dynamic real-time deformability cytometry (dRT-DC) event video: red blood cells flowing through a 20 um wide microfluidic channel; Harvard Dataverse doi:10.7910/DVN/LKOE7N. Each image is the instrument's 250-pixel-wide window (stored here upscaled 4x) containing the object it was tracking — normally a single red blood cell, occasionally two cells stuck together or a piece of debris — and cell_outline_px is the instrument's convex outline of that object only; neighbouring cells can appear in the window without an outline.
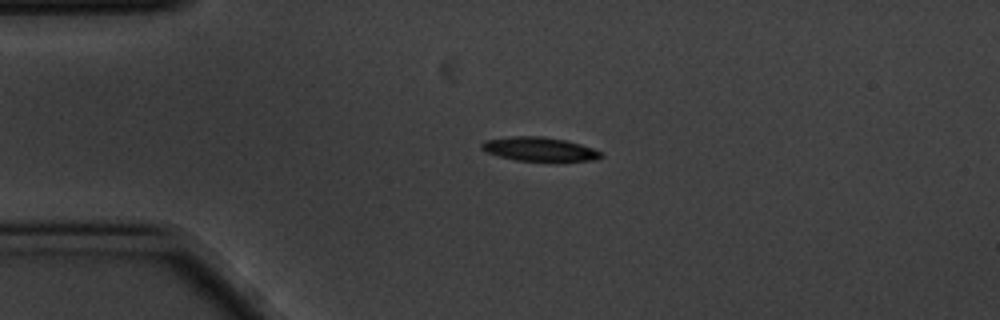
{"species": "common noctule bat (a hibernating species)", "species_latin": "Nyctalus noctula", "temperature_condition": "cold", "stored_images_in_passage": 45, "camera_frame_rate_fps": 3000, "um_per_image_px": 0.085, "animal": {"sex": "male", "body_mass_g": 20.1, "forearm_length_mm": 53.5}, "frame": {"image": 1, "passage_image": 1, "time_ms": 0.0, "image_size_px": [1000, 320], "cell_outline_px": [[604, 156], [596, 160], [516, 160], [500, 156], [488, 152], [480, 148], [480, 144], [484, 140], [512, 136], [544, 136], [564, 140], [580, 144], [604, 152]], "centroid_in_image_um": [45.85, 12.66], "position_along_channel_um": 39.1, "area_um2": 16.42}}
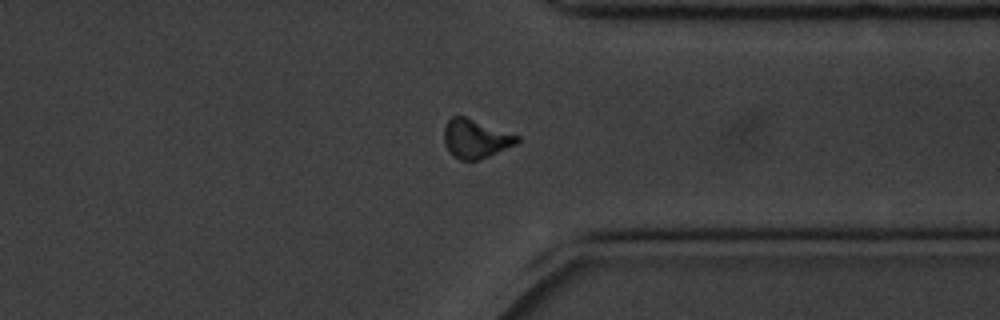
{"frame": {"image": 2, "passage_image": 32, "time_ms": 10.333, "image_size_px": [1000, 320], "cell_outline_px": [[520, 140], [516, 144], [488, 156], [476, 160], [460, 160], [452, 156], [444, 144], [444, 128], [448, 120], [452, 116], [464, 116], [520, 136]], "centroid_in_image_um": [40.4, 11.79], "position_along_channel_um": 371.0, "area_um2": 16.42}}
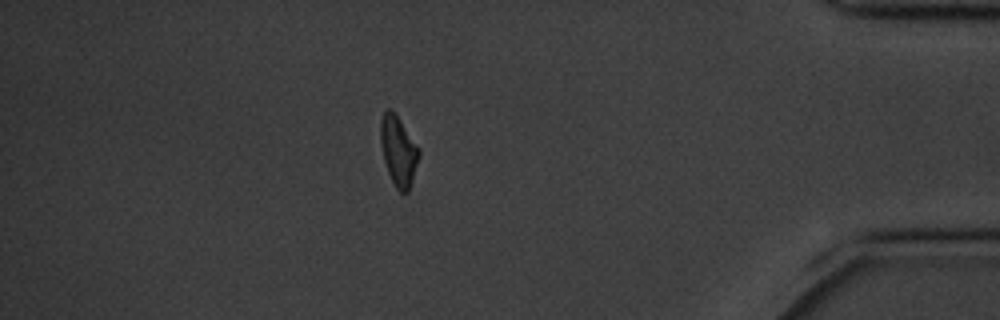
{"frame": {"image": 3, "passage_image": 38, "time_ms": 12.333, "image_size_px": [1000, 320], "cell_outline_px": [[420, 156], [408, 192], [400, 192], [396, 188], [388, 172], [384, 160], [380, 144], [380, 120], [384, 112], [388, 108], [392, 108], [420, 148]], "centroid_in_image_um": [33.86, 12.79], "position_along_channel_um": 401.3, "area_um2": 15.72}, "authors_computed_cell_mechanics": {"area_um2": 16.4152, "velocity_mm_per_s": 3.4763, "shape_relaxation_time_tau1_ms": 3.8349, "shape_relaxation_time_tau2_ms": 10.5394, "deformation_change_tau1": 0.1233, "deformation_change_tau2": 0.1828}}